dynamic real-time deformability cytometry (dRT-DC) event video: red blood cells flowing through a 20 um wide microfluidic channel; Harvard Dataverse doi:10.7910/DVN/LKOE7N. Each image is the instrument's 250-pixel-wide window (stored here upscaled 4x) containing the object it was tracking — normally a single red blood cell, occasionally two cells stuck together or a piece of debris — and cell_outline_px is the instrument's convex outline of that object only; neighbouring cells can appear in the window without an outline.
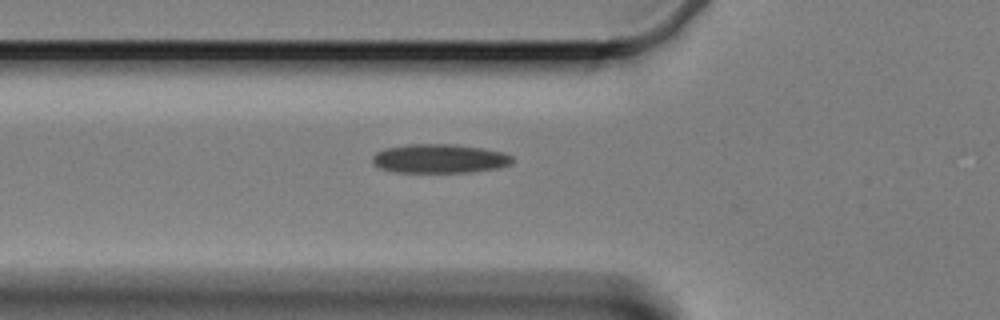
{"species": "Egyptian fruit bat (a non-hibernating species)", "species_latin": "Rousettus aegyptiacus", "temperature_condition": "cold", "stored_images_in_passage": 3, "camera_frame_rate_fps": 3000, "um_per_image_px": 0.085, "animal": {"sex": "female"}, "frame": {"image": 1, "passage_image": 2, "time_ms": 0.333, "image_size_px": [1000, 320], "cell_outline_px": [[512, 164], [500, 168], [472, 172], [396, 172], [380, 168], [372, 164], [372, 156], [376, 152], [384, 148], [408, 144], [456, 144], [504, 152], [512, 156]], "centroid_in_image_um": [37.35, 13.48], "position_along_channel_um": 88.4, "area_um2": 23.87}}